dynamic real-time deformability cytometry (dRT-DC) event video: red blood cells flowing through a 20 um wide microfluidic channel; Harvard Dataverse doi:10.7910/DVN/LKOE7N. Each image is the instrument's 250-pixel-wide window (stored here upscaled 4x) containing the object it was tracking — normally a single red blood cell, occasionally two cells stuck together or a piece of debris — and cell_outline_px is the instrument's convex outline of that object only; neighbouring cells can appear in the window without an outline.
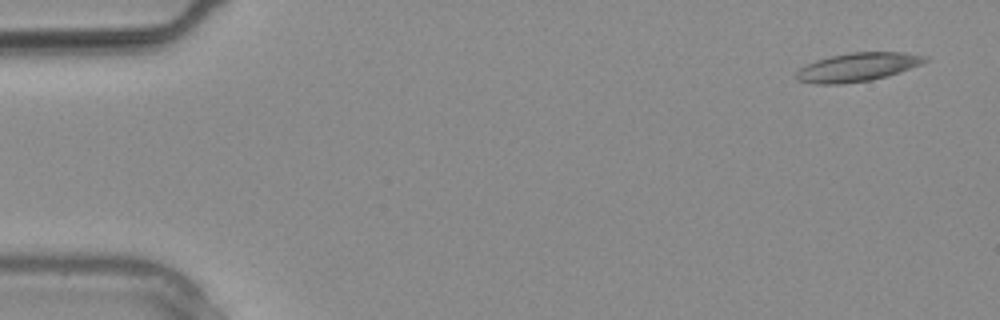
{"species": "common noctule bat (a hibernating species)", "species_latin": "Nyctalus noctula", "temperature_condition": "warm", "stored_images_in_passage": 2, "camera_frame_rate_fps": 3000, "um_per_image_px": 0.085, "animal": {"sex": "male", "body_mass_g": 20.4}, "frame": {"image": 1, "passage_image": 2, "time_ms": 0.333, "image_size_px": [1000, 320], "cell_outline_px": [[928, 60], [920, 64], [900, 72], [888, 76], [872, 80], [840, 84], [816, 84], [796, 80], [796, 72], [800, 68], [816, 60], [832, 56], [852, 52], [904, 52], [928, 56]], "centroid_in_image_um": [72.9, 5.71], "position_along_channel_um": 12.1, "area_um2": 21.39}}